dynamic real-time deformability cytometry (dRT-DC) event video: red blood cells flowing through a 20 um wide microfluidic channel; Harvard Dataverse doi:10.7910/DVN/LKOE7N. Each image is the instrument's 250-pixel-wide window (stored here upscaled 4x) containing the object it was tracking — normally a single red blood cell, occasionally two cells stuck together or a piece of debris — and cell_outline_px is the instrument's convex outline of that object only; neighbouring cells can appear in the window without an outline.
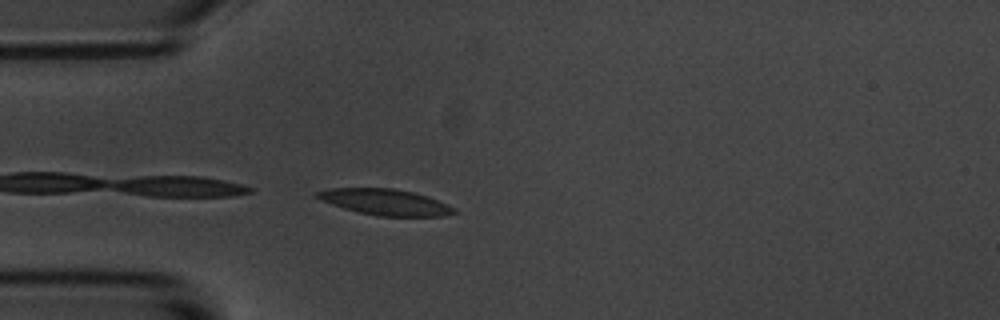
{"species": "common noctule bat (a hibernating species)", "species_latin": "Nyctalus noctula", "temperature_condition": "room temperature", "stored_images_in_passage": 5, "camera_frame_rate_fps": 3000, "um_per_image_px": 0.085, "animal": {"sex": "male", "body_mass_g": 20.1, "forearm_length_mm": 53.5}, "frame": {"image": 1, "passage_image": 1, "time_ms": 0.0, "image_size_px": [1000, 320], "cell_outline_px": [[456, 212], [444, 216], [376, 216], [344, 208], [320, 200], [312, 196], [316, 192], [328, 188], [392, 188], [412, 192], [428, 196], [448, 204], [456, 208]], "centroid_in_image_um": [32.73, 17.17], "position_along_channel_um": 52.3, "area_um2": 20.81}}